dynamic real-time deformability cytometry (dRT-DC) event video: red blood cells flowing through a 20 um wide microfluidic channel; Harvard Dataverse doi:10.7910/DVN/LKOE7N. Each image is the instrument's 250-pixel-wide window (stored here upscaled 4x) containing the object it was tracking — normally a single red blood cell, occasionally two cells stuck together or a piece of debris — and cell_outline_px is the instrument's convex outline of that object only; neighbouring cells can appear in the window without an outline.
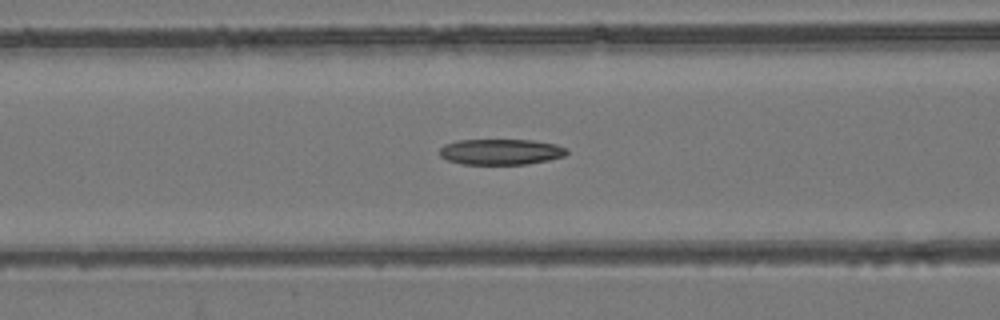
{"species": "common noctule bat (a hibernating species)", "species_latin": "Nyctalus noctula", "temperature_condition": "room temperature", "stored_images_in_passage": 46, "camera_frame_rate_fps": 3000, "um_per_image_px": 0.085, "animal": {"sex": "female", "body_mass_g": 24.6, "forearm_length_mm": 56.2}, "frame": {"image": 1, "passage_image": 14, "time_ms": 4.333, "image_size_px": [1000, 320], "cell_outline_px": [[568, 152], [564, 156], [548, 160], [528, 164], [460, 164], [448, 160], [440, 156], [440, 148], [444, 144], [456, 140], [532, 140], [556, 144], [568, 148]], "centroid_in_image_um": [42.57, 12.9], "position_along_channel_um": 124.0, "area_um2": 19.19}}
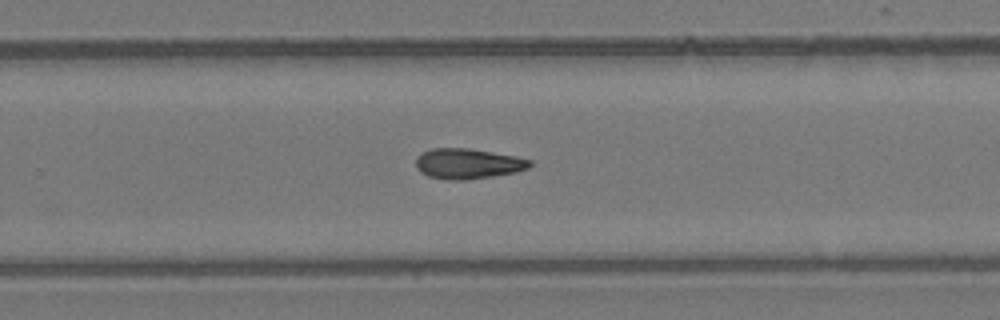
{"frame": {"image": 2, "passage_image": 27, "time_ms": 8.667, "image_size_px": [1000, 320], "cell_outline_px": [[532, 164], [528, 168], [516, 172], [492, 176], [464, 180], [448, 180], [428, 176], [420, 172], [416, 168], [416, 160], [424, 152], [432, 148], [468, 148], [516, 156], [532, 160]], "centroid_in_image_um": [39.78, 13.91], "position_along_channel_um": 290.0, "area_um2": 20.06}}
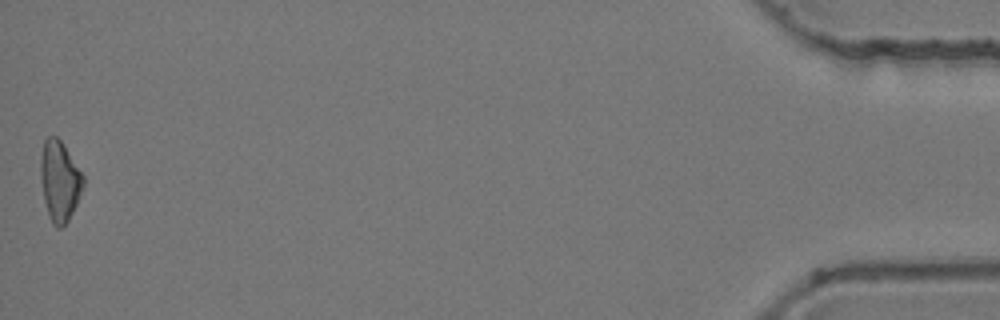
{"frame": {"image": 3, "passage_image": 46, "time_ms": 15.0, "image_size_px": [1000, 320], "cell_outline_px": [[84, 184], [76, 204], [68, 220], [60, 228], [56, 228], [52, 224], [44, 200], [40, 180], [40, 160], [44, 140], [48, 136], [56, 136], [60, 140], [84, 176]], "centroid_in_image_um": [5.05, 15.38], "position_along_channel_um": 430.2, "area_um2": 19.71}}